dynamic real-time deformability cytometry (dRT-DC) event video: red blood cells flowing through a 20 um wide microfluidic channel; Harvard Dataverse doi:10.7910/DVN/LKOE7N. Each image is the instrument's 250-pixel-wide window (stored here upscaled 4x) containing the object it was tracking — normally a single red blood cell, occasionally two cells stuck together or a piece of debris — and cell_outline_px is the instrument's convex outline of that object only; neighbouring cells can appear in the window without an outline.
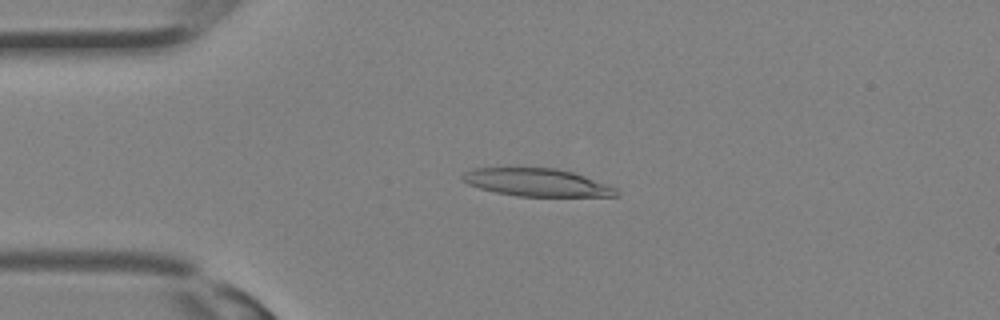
{"species": "Egyptian fruit bat (a non-hibernating species)", "species_latin": "Rousettus aegyptiacus", "temperature_condition": "room temperature", "stored_images_in_passage": 20, "camera_frame_rate_fps": 3000, "um_per_image_px": 0.085, "animal": {"sex": "female"}, "frame": {"image": 1, "passage_image": 8, "time_ms": 2.333, "image_size_px": [1000, 320], "cell_outline_px": [[620, 196], [516, 196], [496, 192], [480, 188], [468, 184], [460, 176], [464, 172], [472, 168], [556, 168], [572, 172], [584, 176], [616, 188], [620, 192]], "centroid_in_image_um": [45.63, 15.51], "position_along_channel_um": 39.4, "area_um2": 24.68}}
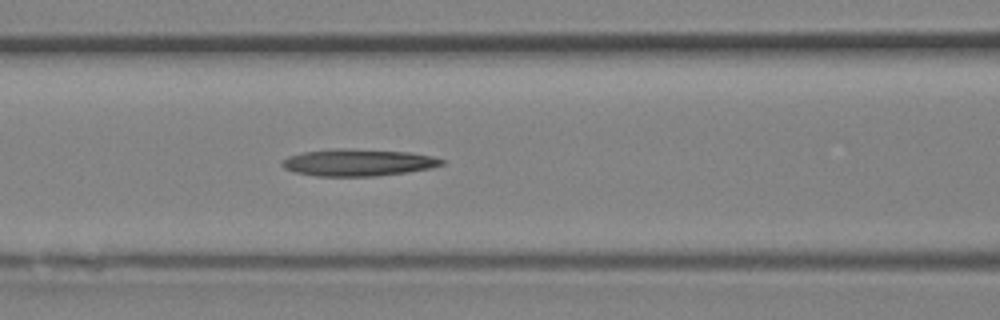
{"frame": {"image": 2, "passage_image": 14, "time_ms": 4.333, "image_size_px": [1000, 320], "cell_outline_px": [[444, 164], [432, 168], [408, 172], [376, 176], [316, 176], [296, 172], [284, 168], [280, 164], [280, 160], [288, 156], [304, 152], [332, 148], [348, 148], [412, 152], [432, 156], [444, 160]], "centroid_in_image_um": [30.43, 13.8], "position_along_channel_um": 136.2, "area_um2": 25.37}}
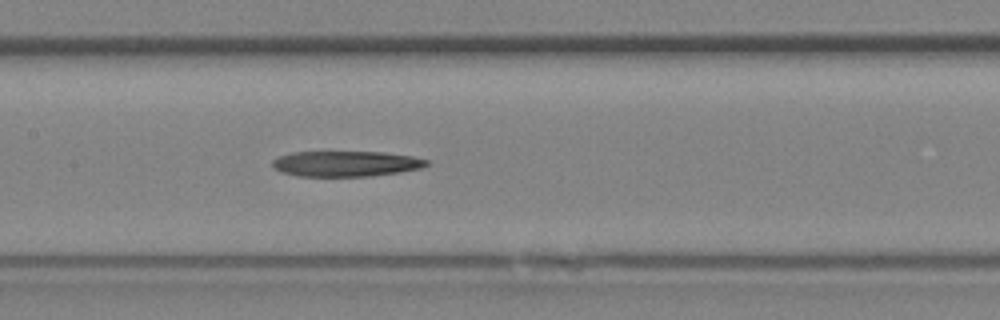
{"frame": {"image": 3, "passage_image": 16, "time_ms": 5.0, "image_size_px": [1000, 320], "cell_outline_px": [[428, 164], [420, 168], [400, 172], [372, 176], [296, 176], [280, 172], [272, 164], [272, 160], [280, 156], [292, 152], [384, 152], [412, 156], [428, 160]], "centroid_in_image_um": [29.39, 13.92], "position_along_channel_um": 178.0, "area_um2": 22.89}}